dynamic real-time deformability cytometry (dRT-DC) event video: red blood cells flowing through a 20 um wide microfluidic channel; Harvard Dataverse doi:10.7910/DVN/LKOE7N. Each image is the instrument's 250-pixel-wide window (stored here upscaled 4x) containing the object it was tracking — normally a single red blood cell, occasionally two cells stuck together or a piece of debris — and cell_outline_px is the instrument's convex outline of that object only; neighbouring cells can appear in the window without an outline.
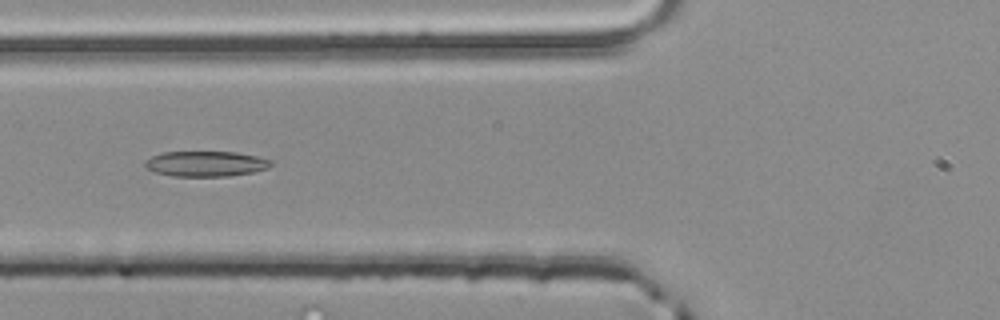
{"species": "common noctule bat (a hibernating species)", "species_latin": "Nyctalus noctula", "temperature_condition": "room temperature", "stored_images_in_passage": 53, "camera_frame_rate_fps": 3000, "um_per_image_px": 0.085, "animal": {"sex": "male", "body_mass_g": 20.4}, "frame": {"image": 1, "passage_image": 21, "time_ms": 6.667, "image_size_px": [1000, 320], "cell_outline_px": [[272, 164], [268, 168], [252, 172], [228, 176], [172, 176], [156, 172], [144, 168], [144, 160], [152, 156], [164, 152], [236, 152], [256, 156], [272, 160]], "centroid_in_image_um": [17.46, 13.92], "position_along_channel_um": 108.3, "area_um2": 18.61}}
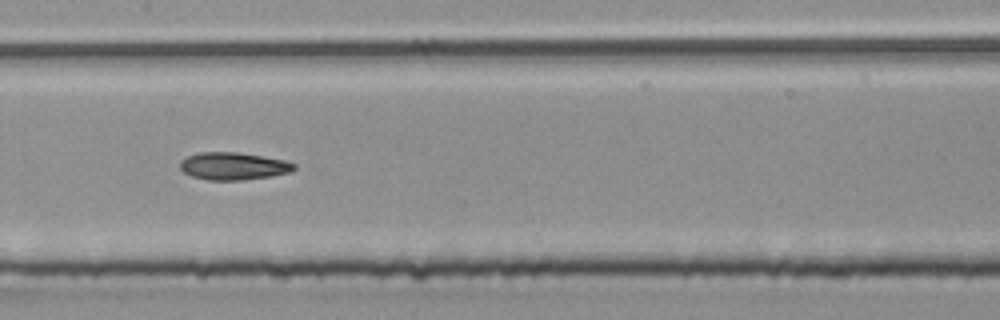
{"frame": {"image": 2, "passage_image": 27, "time_ms": 8.667, "image_size_px": [1000, 320], "cell_outline_px": [[296, 168], [292, 172], [244, 180], [208, 180], [192, 176], [184, 172], [180, 168], [180, 160], [188, 156], [200, 152], [236, 152], [284, 160], [296, 164]], "centroid_in_image_um": [19.83, 14.12], "position_along_channel_um": 187.6, "area_um2": 18.15}}
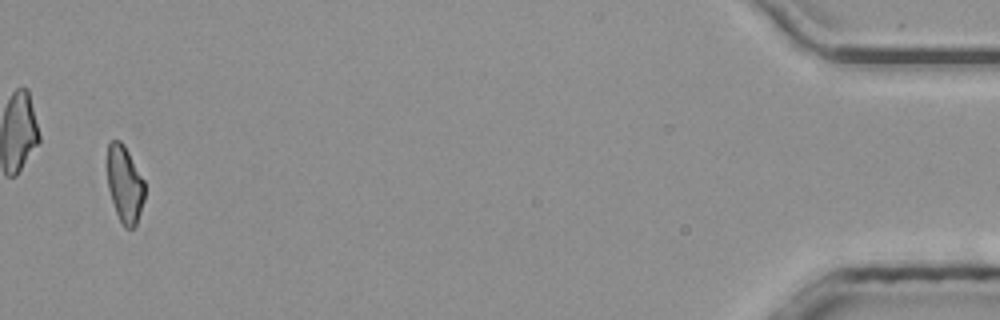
{"frame": {"image": 3, "passage_image": 52, "time_ms": 17.0, "image_size_px": [1000, 320], "cell_outline_px": [[144, 200], [136, 224], [132, 228], [124, 228], [116, 212], [108, 188], [108, 144], [112, 140], [120, 140], [124, 144], [144, 180]], "centroid_in_image_um": [10.61, 15.65], "position_along_channel_um": 424.6, "area_um2": 16.53}, "authors_computed_cell_mechanics": {"area_um2": 18.4382, "velocity_mm_per_s": 3.9393, "shape_relaxation_time_tau1_ms": 6.8814, "shape_relaxation_time_tau2_ms": 4.9158, "deformation_change_tau1": 0.1564, "deformation_change_tau2": 0.13}}